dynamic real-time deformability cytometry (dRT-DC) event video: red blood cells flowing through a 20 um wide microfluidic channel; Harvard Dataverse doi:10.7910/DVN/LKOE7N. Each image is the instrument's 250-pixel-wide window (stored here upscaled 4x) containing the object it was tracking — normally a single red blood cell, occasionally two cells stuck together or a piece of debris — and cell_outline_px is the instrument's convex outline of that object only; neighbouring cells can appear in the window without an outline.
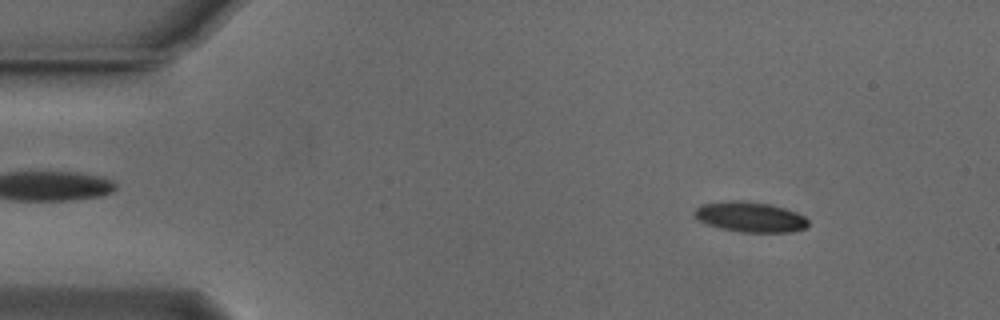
{"species": "Egyptian fruit bat (a non-hibernating species)", "species_latin": "Rousettus aegyptiacus", "temperature_condition": "cold", "stored_images_in_passage": 55, "segment_of_instrument_passage": [1, 2], "camera_frame_rate_fps": 3000, "um_per_image_px": 0.085, "animal": {"sex": "male"}, "frame": {"image": 1, "passage_image": 6, "time_ms": 1.667, "image_size_px": [1000, 320], "cell_outline_px": [[808, 224], [804, 228], [792, 232], [740, 232], [720, 228], [708, 224], [700, 220], [692, 212], [696, 208], [704, 204], [728, 200], [744, 200], [772, 204], [796, 212], [804, 216], [808, 220]], "centroid_in_image_um": [63.78, 18.43], "position_along_channel_um": 21.2, "area_um2": 20.06}}
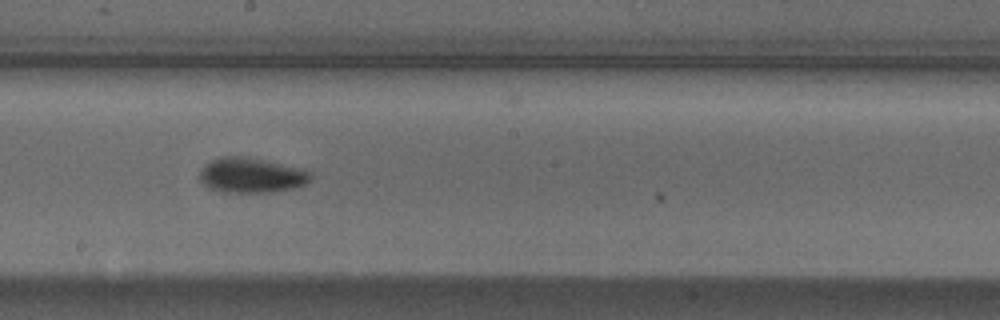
{"frame": {"image": 2, "passage_image": 29, "time_ms": 9.333, "image_size_px": [1000, 320], "cell_outline_px": [[312, 176], [304, 184], [292, 188], [272, 192], [224, 192], [208, 188], [200, 180], [200, 168], [204, 164], [220, 156], [248, 156], [300, 168], [312, 172]], "centroid_in_image_um": [21.32, 14.88], "position_along_channel_um": 226.9, "area_um2": 22.72}}
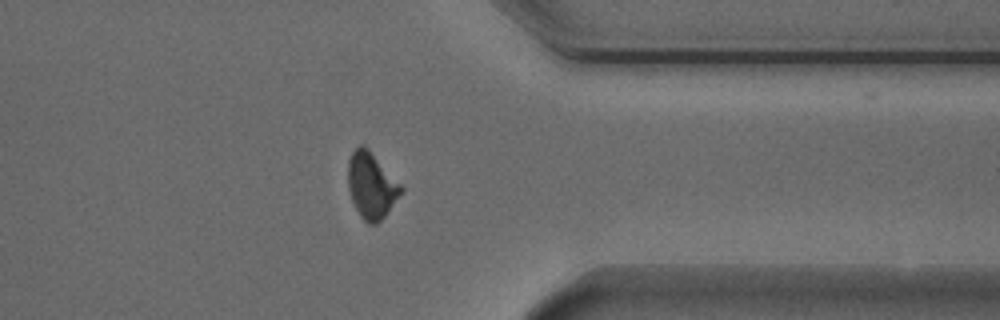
{"frame": {"image": 3, "passage_image": 42, "time_ms": 13.667, "image_size_px": [1000, 320], "cell_outline_px": [[404, 192], [388, 212], [376, 224], [368, 224], [360, 216], [352, 200], [348, 188], [348, 160], [352, 152], [360, 144], [364, 144], [368, 148], [404, 188]], "centroid_in_image_um": [31.58, 15.77], "position_along_channel_um": 379.8, "area_um2": 20.4}}